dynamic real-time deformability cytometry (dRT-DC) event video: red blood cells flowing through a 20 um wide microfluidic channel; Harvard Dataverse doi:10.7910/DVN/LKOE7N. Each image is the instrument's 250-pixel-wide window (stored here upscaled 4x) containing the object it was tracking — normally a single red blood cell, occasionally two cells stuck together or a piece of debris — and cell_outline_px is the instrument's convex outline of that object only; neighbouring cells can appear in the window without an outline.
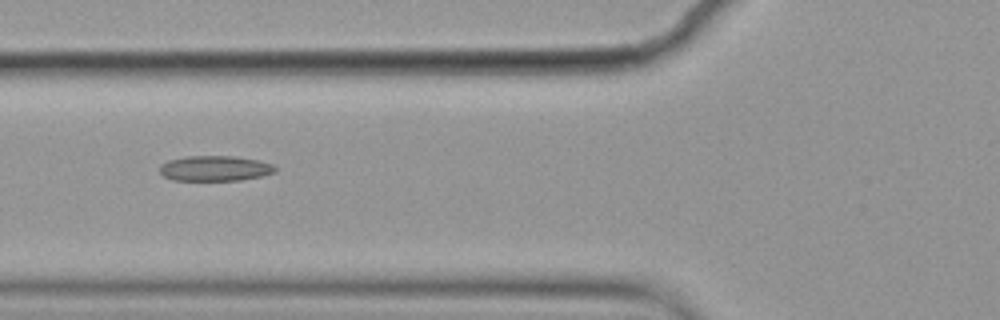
{"species": "common noctule bat (a hibernating species)", "species_latin": "Nyctalus noctula", "temperature_condition": "cold", "stored_images_in_passage": 9, "camera_frame_rate_fps": 3000, "um_per_image_px": 0.085, "animal": {"sex": "female", "body_mass_g": 19.9}, "frame": {"image": 1, "passage_image": 6, "time_ms": 1.667, "image_size_px": [1000, 320], "cell_outline_px": [[276, 172], [260, 176], [240, 180], [172, 180], [164, 176], [160, 172], [160, 164], [168, 160], [184, 156], [236, 156], [260, 160], [272, 164], [276, 168]], "centroid_in_image_um": [18.26, 14.3], "position_along_channel_um": 107.5, "area_um2": 17.11}}
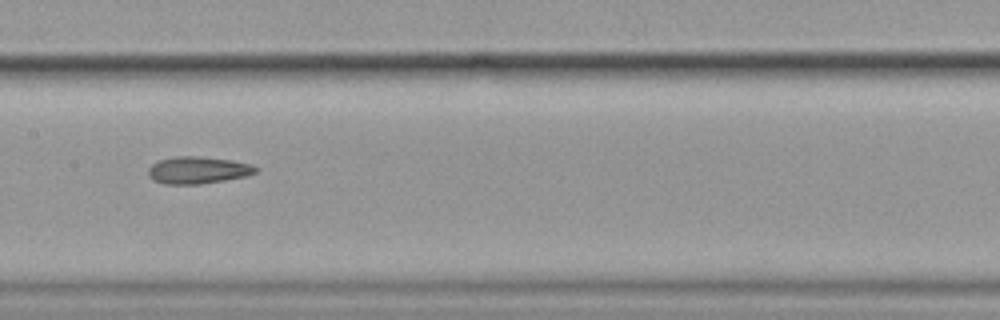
{"frame": {"image": 2, "passage_image": 8, "time_ms": 2.333, "image_size_px": [1000, 320], "cell_outline_px": [[256, 172], [244, 176], [224, 180], [200, 184], [164, 184], [152, 180], [148, 176], [148, 168], [152, 164], [160, 160], [176, 156], [200, 156], [232, 160], [252, 164], [256, 168]], "centroid_in_image_um": [16.78, 14.46], "position_along_channel_um": 190.6, "area_um2": 16.94}}
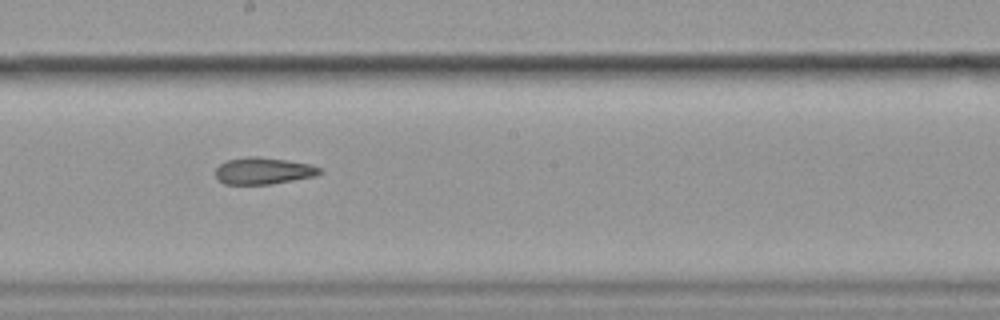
{"frame": {"image": 3, "passage_image": 9, "time_ms": 2.667, "image_size_px": [1000, 320], "cell_outline_px": [[324, 172], [316, 176], [272, 184], [224, 184], [216, 176], [216, 168], [220, 164], [228, 160], [248, 156], [256, 156], [288, 160], [308, 164], [320, 168]], "centroid_in_image_um": [22.41, 14.52], "position_along_channel_um": 225.8, "area_um2": 16.24}}